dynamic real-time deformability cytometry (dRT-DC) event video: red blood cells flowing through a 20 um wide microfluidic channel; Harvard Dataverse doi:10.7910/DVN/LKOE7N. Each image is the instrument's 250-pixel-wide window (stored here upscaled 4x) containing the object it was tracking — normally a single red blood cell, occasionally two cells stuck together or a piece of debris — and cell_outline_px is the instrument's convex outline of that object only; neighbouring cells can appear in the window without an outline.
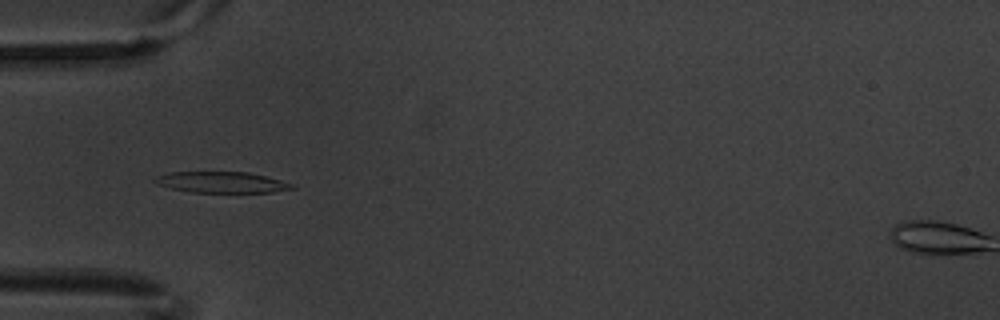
{"species": "common noctule bat (a hibernating species)", "species_latin": "Nyctalus noctula", "temperature_condition": "warm", "stored_images_in_passage": 8, "camera_frame_rate_fps": 3000, "um_per_image_px": 0.085, "animal": {"sex": "male", "body_mass_g": 20.1, "forearm_length_mm": 53.5}, "frame": {"image": 1, "passage_image": 5, "time_ms": 1.333, "image_size_px": [1000, 320], "cell_outline_px": [[296, 188], [272, 192], [192, 192], [172, 188], [156, 184], [152, 180], [156, 176], [168, 172], [248, 172], [296, 184]], "centroid_in_image_um": [18.84, 15.49], "position_along_channel_um": 66.2, "area_um2": 16.76}}
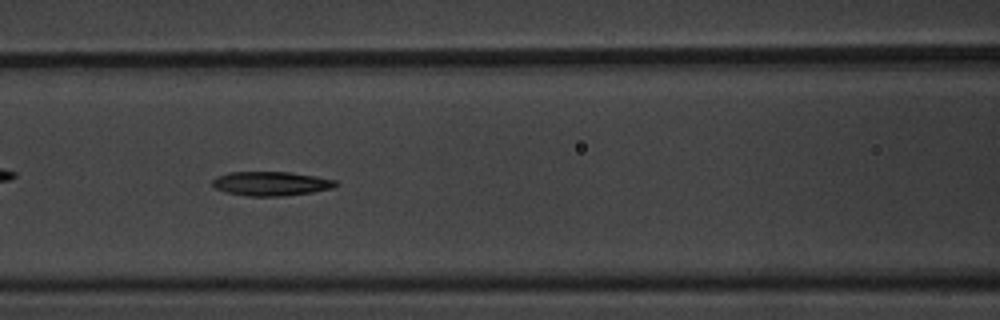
{"frame": {"image": 2, "passage_image": 7, "time_ms": 2.0, "image_size_px": [1000, 320], "cell_outline_px": [[340, 184], [332, 188], [312, 192], [280, 196], [248, 196], [224, 192], [216, 188], [212, 184], [212, 180], [216, 176], [228, 172], [288, 172], [316, 176], [336, 180]], "centroid_in_image_um": [23.03, 15.6], "position_along_channel_um": 143.6, "area_um2": 17.4}}
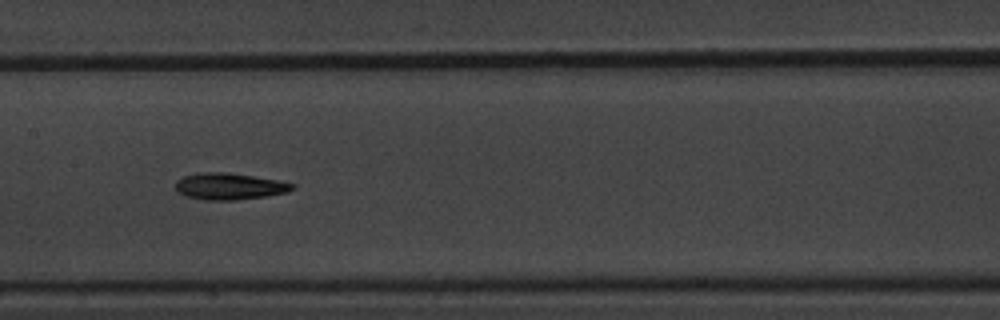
{"frame": {"image": 3, "passage_image": 8, "time_ms": 2.333, "image_size_px": [1000, 320], "cell_outline_px": [[296, 188], [288, 192], [264, 196], [236, 200], [204, 200], [184, 196], [176, 188], [176, 180], [184, 176], [204, 172], [228, 172], [276, 180], [296, 184]], "centroid_in_image_um": [19.51, 15.84], "position_along_channel_um": 187.9, "area_um2": 18.03}}